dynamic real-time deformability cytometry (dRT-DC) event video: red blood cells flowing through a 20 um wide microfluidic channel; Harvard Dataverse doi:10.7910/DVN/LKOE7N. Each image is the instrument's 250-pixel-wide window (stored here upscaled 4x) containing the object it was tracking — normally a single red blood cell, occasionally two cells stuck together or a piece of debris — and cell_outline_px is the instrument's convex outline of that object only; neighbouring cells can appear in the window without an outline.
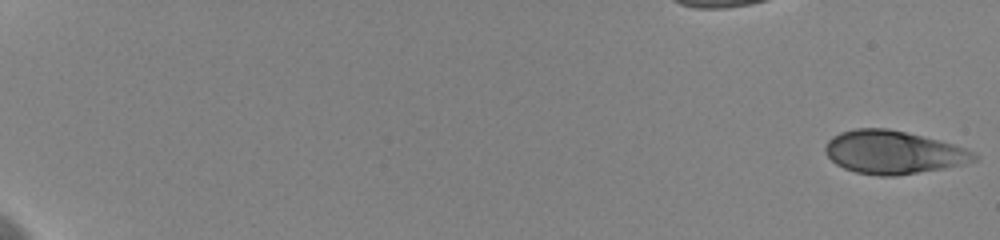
{"species": "human", "species_latin": "Homo sapiens", "temperature_condition": "cold", "stored_images_in_passage": 83, "camera_frame_rate_fps": 3000, "um_per_image_px": 0.085, "donor": {"sex": "female"}, "frame": {"image": 1, "passage_image": 1, "time_ms": 0.0, "image_size_px": [1000, 240], "cell_outline_px": [[980, 156], [976, 160], [964, 164], [944, 168], [896, 176], [880, 176], [856, 172], [844, 168], [836, 164], [828, 156], [824, 148], [828, 140], [832, 136], [840, 132], [856, 128], [888, 128], [940, 140], [976, 152]], "centroid_in_image_um": [75.94, 12.94], "position_along_channel_um": 9.1, "area_um2": 37.45}}
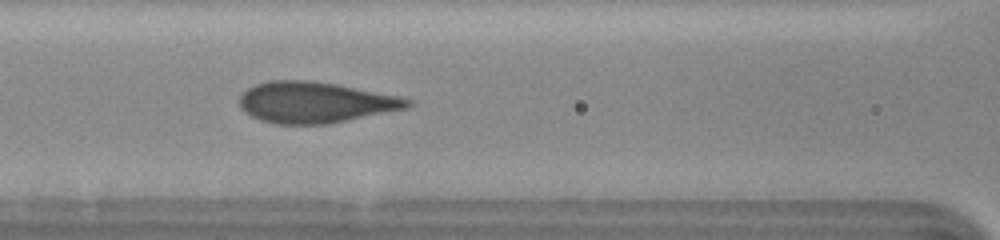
{"frame": {"image": 2, "passage_image": 42, "time_ms": 9.667, "image_size_px": [1000, 240], "cell_outline_px": [[416, 104], [408, 108], [328, 124], [276, 124], [260, 120], [244, 112], [240, 108], [240, 96], [248, 88], [256, 84], [268, 80], [308, 80], [336, 84], [404, 96], [416, 100]], "centroid_in_image_um": [26.87, 8.7], "position_along_channel_um": 139.7, "area_um2": 40.63}}
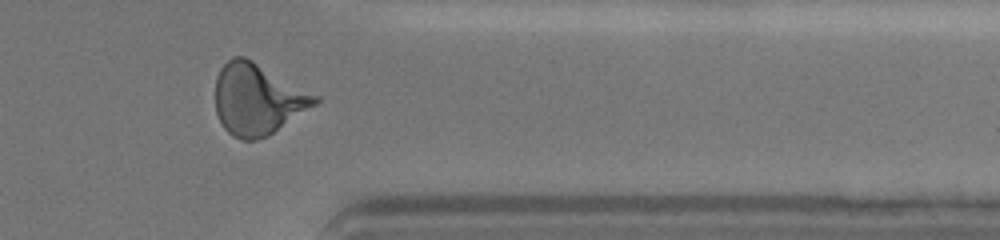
{"frame": {"image": 3, "passage_image": 69, "time_ms": 16.667, "image_size_px": [1000, 240], "cell_outline_px": [[320, 100], [316, 104], [272, 132], [256, 140], [240, 140], [232, 136], [224, 128], [216, 112], [216, 76], [220, 68], [232, 56], [244, 56], [252, 60], [320, 96]], "centroid_in_image_um": [21.87, 8.41], "position_along_channel_um": 389.5, "area_um2": 40.92}, "authors_computed_cell_mechanics": {"area_um2": 38.3214, "velocity_mm_per_s": 3.6007, "shape_relaxation_time_tau1_ms": 5.8564, "shape_relaxation_time_tau2_ms": null, "deformation_change_tau1": 0.1681, "deformation_change_tau2": null}}